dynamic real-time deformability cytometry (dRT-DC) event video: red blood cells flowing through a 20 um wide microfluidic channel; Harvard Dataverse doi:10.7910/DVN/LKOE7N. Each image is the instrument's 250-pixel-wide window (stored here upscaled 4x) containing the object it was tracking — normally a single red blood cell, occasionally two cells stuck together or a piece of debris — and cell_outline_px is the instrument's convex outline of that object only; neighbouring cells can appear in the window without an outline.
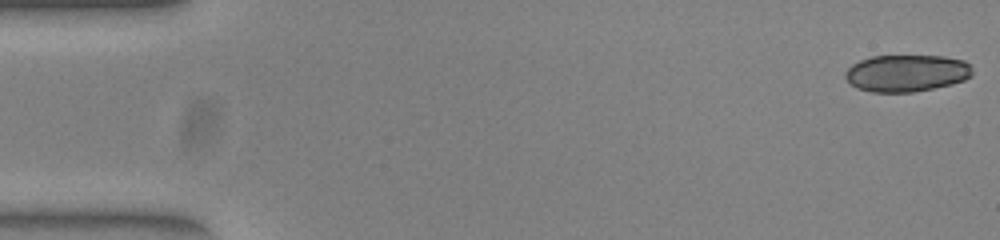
{"species": "common noctule bat (a hibernating species)", "species_latin": "Nyctalus noctula", "temperature_condition": "warm", "stored_images_in_passage": 4, "camera_frame_rate_fps": 3000, "um_per_image_px": 0.085, "animal": {"sex": "female", "body_mass_g": 23.0, "forearm_length_mm": 53.4}, "frame": {"image": 1, "passage_image": 1, "time_ms": 0.0, "image_size_px": [1000, 240], "cell_outline_px": [[972, 76], [964, 80], [952, 84], [912, 92], [872, 92], [856, 88], [844, 76], [844, 72], [852, 64], [860, 60], [872, 56], [944, 56], [964, 60], [972, 68]], "centroid_in_image_um": [77.05, 6.21], "position_along_channel_um": 7.9, "area_um2": 27.4}}